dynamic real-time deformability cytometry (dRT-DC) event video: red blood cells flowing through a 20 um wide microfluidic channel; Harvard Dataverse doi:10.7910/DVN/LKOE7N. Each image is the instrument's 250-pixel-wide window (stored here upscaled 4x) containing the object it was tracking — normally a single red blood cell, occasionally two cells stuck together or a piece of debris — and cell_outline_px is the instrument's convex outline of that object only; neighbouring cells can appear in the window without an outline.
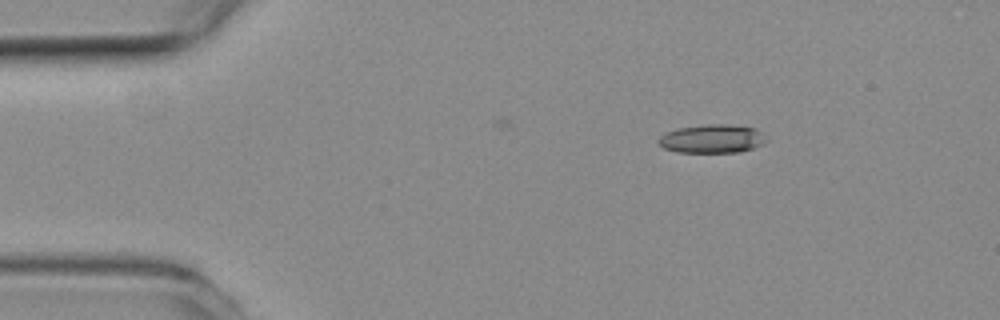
{"species": "common noctule bat (a hibernating species)", "species_latin": "Nyctalus noctula", "temperature_condition": "room temperature", "stored_images_in_passage": 47, "camera_frame_rate_fps": 3000, "um_per_image_px": 0.085, "animal": {"sex": "female", "body_mass_g": 19.3, "forearm_length_mm": 54.1}, "frame": {"image": 1, "passage_image": 1, "time_ms": 0.0, "image_size_px": [1000, 320], "cell_outline_px": [[768, 140], [764, 144], [740, 152], [676, 152], [664, 148], [656, 140], [660, 136], [668, 132], [680, 128], [704, 124], [728, 124], [756, 128]], "centroid_in_image_um": [60.55, 11.79], "position_along_channel_um": 24.5, "area_um2": 17.92}}
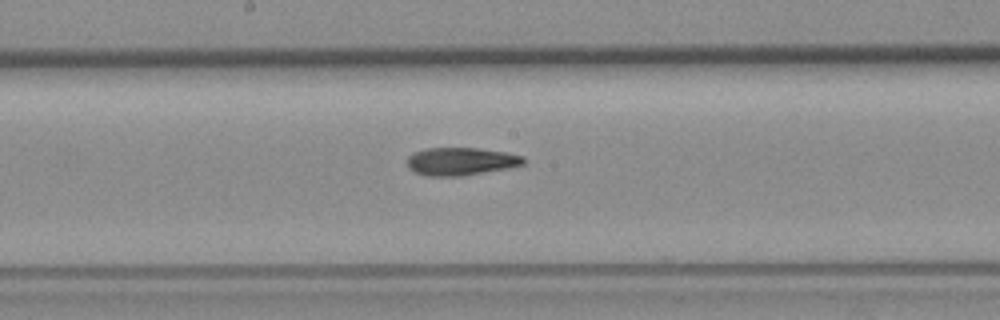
{"frame": {"image": 2, "passage_image": 21, "time_ms": 6.667, "image_size_px": [1000, 320], "cell_outline_px": [[524, 164], [508, 168], [464, 176], [424, 176], [408, 168], [408, 156], [412, 152], [424, 148], [476, 148], [504, 152], [524, 156]], "centroid_in_image_um": [39.14, 13.72], "position_along_channel_um": 209.1, "area_um2": 18.96}}
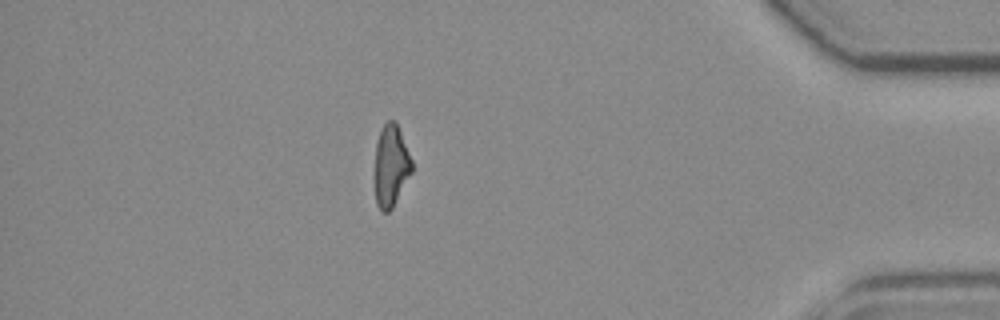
{"frame": {"image": 3, "passage_image": 40, "time_ms": 13.0, "image_size_px": [1000, 320], "cell_outline_px": [[412, 172], [392, 208], [388, 212], [380, 212], [376, 204], [376, 144], [380, 132], [384, 124], [388, 120], [396, 120], [412, 160]], "centroid_in_image_um": [33.25, 14.09], "position_along_channel_um": 402.0, "area_um2": 17.46}}